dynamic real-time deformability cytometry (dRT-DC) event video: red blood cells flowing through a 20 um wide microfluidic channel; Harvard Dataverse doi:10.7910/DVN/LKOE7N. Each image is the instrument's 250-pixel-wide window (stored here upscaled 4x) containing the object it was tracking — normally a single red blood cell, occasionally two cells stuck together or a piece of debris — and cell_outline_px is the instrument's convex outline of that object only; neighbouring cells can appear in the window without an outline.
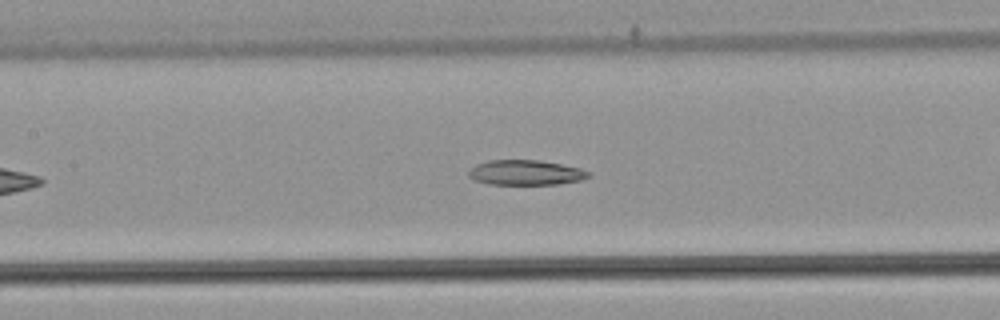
{"species": "common noctule bat (a hibernating species)", "species_latin": "Nyctalus noctula", "temperature_condition": "warm", "stored_images_in_passage": 39, "camera_frame_rate_fps": 3000, "um_per_image_px": 0.085, "animal": {"sex": "male", "body_mass_g": 21.5, "forearm_length_mm": 52.0}, "frame": {"image": 1, "passage_image": 17, "time_ms": 5.333, "image_size_px": [1000, 320], "cell_outline_px": [[592, 176], [580, 180], [560, 184], [488, 184], [472, 180], [468, 176], [468, 172], [476, 164], [488, 160], [540, 160], [580, 168], [592, 172]], "centroid_in_image_um": [44.69, 14.67], "position_along_channel_um": 162.7, "area_um2": 17.63}}
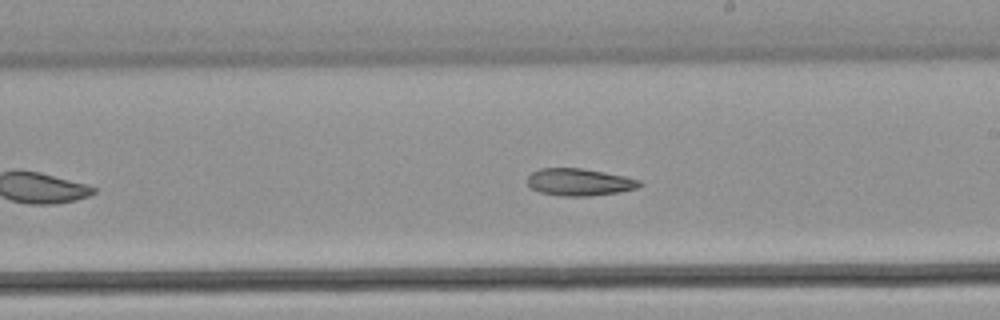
{"frame": {"image": 2, "passage_image": 23, "time_ms": 7.333, "image_size_px": [1000, 320], "cell_outline_px": [[640, 184], [636, 188], [620, 192], [588, 196], [560, 196], [540, 192], [532, 188], [528, 184], [528, 176], [532, 172], [540, 168], [580, 168], [624, 176], [640, 180]], "centroid_in_image_um": [49.21, 15.48], "position_along_channel_um": 239.8, "area_um2": 17.57}}